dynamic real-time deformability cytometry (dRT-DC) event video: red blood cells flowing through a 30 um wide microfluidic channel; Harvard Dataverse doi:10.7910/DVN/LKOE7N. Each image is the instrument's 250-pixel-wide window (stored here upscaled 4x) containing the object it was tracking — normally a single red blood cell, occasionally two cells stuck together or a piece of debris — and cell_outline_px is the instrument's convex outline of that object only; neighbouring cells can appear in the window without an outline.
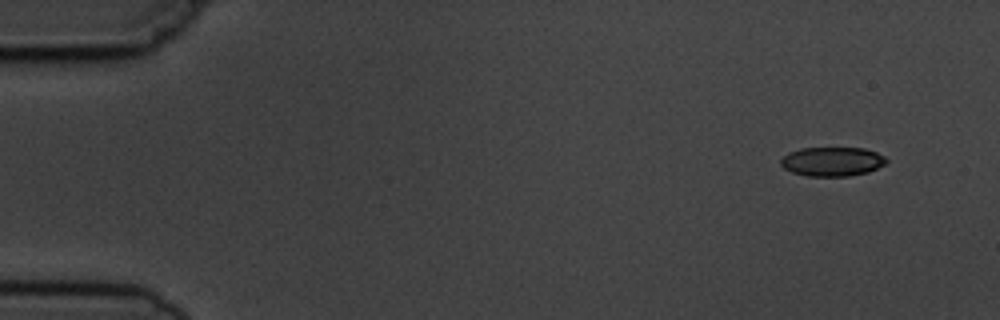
{"species": "common noctule bat (a hibernating species)", "species_latin": "Nyctalus noctula", "temperature_condition": "cold", "stored_images_in_passage": 8, "camera_frame_rate_fps": 3000, "um_per_image_px": 0.085, "animal": {"sex": "male", "body_mass_g": 19.5, "forearm_length_mm": 54.6}, "frame": {"image": 1, "passage_image": 1, "time_ms": 0.0, "image_size_px": [1000, 320], "cell_outline_px": [[888, 160], [884, 164], [868, 172], [848, 176], [808, 176], [792, 172], [784, 168], [780, 164], [780, 160], [788, 152], [800, 148], [864, 148], [876, 152], [884, 156]], "centroid_in_image_um": [70.72, 13.73], "position_along_channel_um": 14.3, "area_um2": 17.92}}
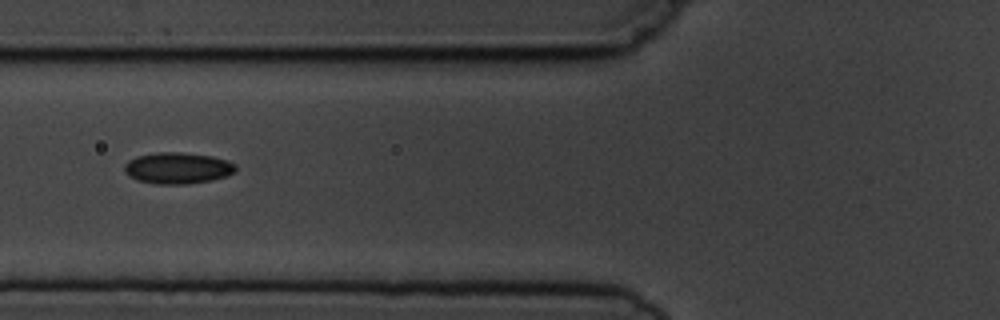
{"frame": {"image": 2, "passage_image": 6, "time_ms": 5.667, "image_size_px": [1000, 320], "cell_outline_px": [[236, 172], [212, 180], [188, 184], [156, 184], [136, 180], [128, 176], [124, 172], [124, 164], [128, 160], [136, 156], [156, 152], [180, 152], [212, 156], [228, 160], [236, 164]], "centroid_in_image_um": [15.08, 14.28], "position_along_channel_um": 110.7, "area_um2": 20.58}}
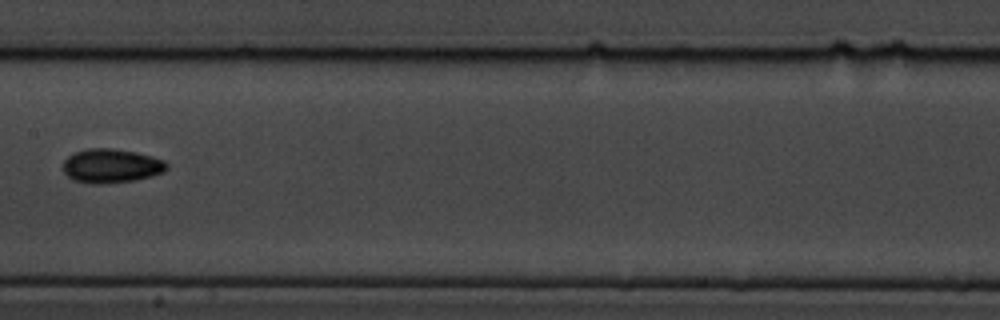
{"frame": {"image": 3, "passage_image": 8, "time_ms": 8.0, "image_size_px": [1000, 320], "cell_outline_px": [[168, 168], [164, 172], [152, 176], [136, 180], [100, 184], [92, 184], [72, 180], [64, 172], [64, 160], [72, 152], [88, 148], [112, 148], [136, 152], [152, 156], [164, 160], [168, 164]], "centroid_in_image_um": [9.46, 14.09], "position_along_channel_um": 197.9, "area_um2": 20.81}}